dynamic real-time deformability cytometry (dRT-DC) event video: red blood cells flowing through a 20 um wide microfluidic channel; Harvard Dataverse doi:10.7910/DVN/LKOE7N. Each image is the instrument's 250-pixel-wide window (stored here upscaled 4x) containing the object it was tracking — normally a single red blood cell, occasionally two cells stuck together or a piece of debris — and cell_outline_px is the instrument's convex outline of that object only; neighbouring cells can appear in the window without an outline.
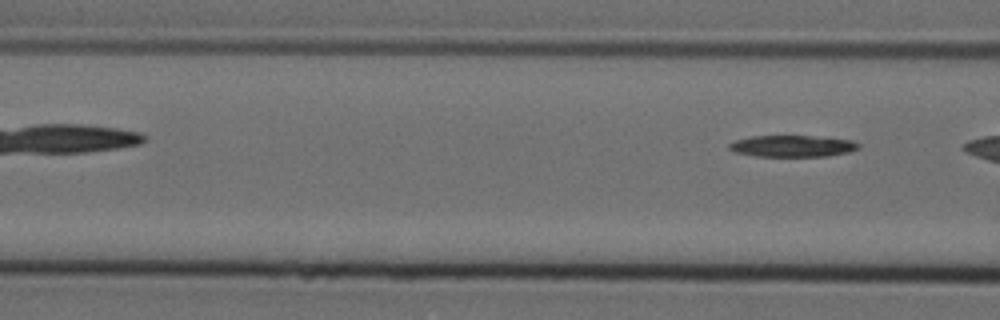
{"species": "Egyptian fruit bat (a non-hibernating species)", "species_latin": "Rousettus aegyptiacus", "temperature_condition": "cold", "stored_images_in_passage": 4, "camera_frame_rate_fps": 3000, "um_per_image_px": 0.085, "animal": {"sex": "female"}, "frame": {"image": 1, "passage_image": 4, "time_ms": 1.0, "image_size_px": [1000, 320], "cell_outline_px": [[860, 148], [848, 152], [828, 156], [756, 156], [736, 152], [728, 148], [728, 144], [736, 140], [752, 136], [812, 136], [852, 140], [860, 144]], "centroid_in_image_um": [67.37, 12.41], "position_along_channel_um": 99.2, "area_um2": 16.13}}